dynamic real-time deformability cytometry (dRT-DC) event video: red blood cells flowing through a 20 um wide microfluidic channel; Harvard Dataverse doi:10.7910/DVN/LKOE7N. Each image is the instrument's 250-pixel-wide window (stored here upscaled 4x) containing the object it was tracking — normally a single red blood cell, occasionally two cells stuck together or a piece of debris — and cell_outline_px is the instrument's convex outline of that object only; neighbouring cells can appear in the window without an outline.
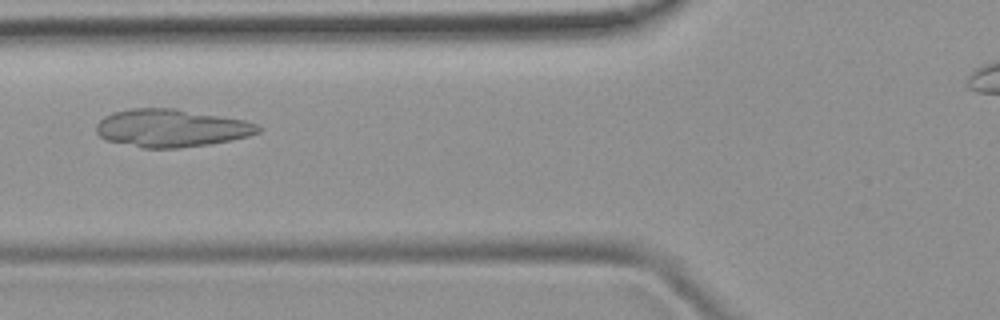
{"species": "common noctule bat (a hibernating species)", "species_latin": "Nyctalus noctula", "temperature_condition": "room temperature", "stored_images_in_passage": 7, "camera_frame_rate_fps": 3000, "um_per_image_px": 0.085, "animal": {"sex": "female", "body_mass_g": 19.9}, "frame": {"image": 1, "passage_image": 6, "time_ms": 5.667, "image_size_px": [1000, 320], "cell_outline_px": [[264, 128], [260, 132], [248, 136], [232, 140], [208, 144], [180, 148], [144, 148], [104, 140], [96, 132], [96, 124], [104, 116], [112, 112], [132, 108], [172, 108], [244, 120], [256, 124]], "centroid_in_image_um": [14.54, 10.89], "position_along_channel_um": 111.3, "area_um2": 35.66}}
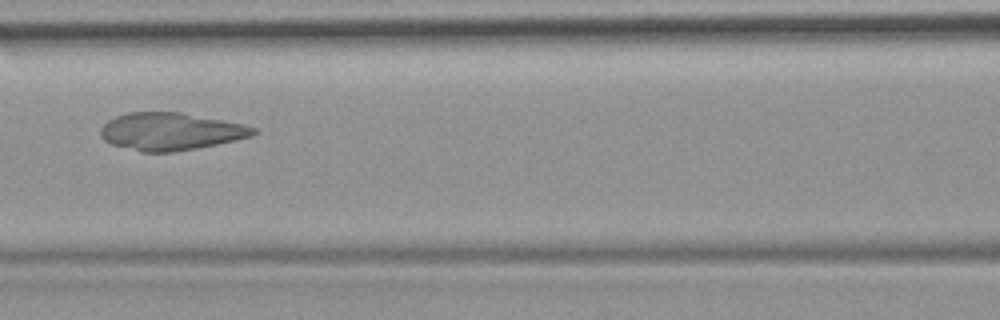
{"frame": {"image": 2, "passage_image": 7, "time_ms": 6.667, "image_size_px": [1000, 320], "cell_outline_px": [[256, 132], [252, 136], [236, 140], [196, 148], [172, 152], [140, 152], [112, 144], [104, 140], [100, 136], [100, 128], [108, 120], [116, 116], [128, 112], [180, 112], [244, 124], [256, 128]], "centroid_in_image_um": [14.48, 11.17], "position_along_channel_um": 152.1, "area_um2": 33.29}}